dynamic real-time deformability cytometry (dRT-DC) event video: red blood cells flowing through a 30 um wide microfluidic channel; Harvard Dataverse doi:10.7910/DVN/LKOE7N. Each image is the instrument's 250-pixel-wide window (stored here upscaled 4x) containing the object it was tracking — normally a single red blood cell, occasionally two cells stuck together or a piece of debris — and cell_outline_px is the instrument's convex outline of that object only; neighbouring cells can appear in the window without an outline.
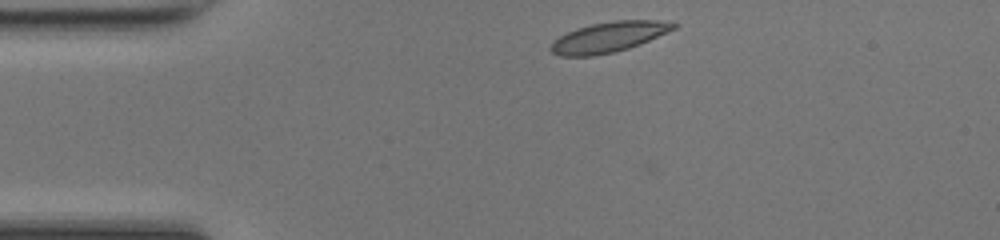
{"species": "common noctule bat (a hibernating species)", "species_latin": "Nyctalus noctula", "temperature_condition": "room temperature", "stored_images_in_passage": 5, "camera_frame_rate_fps": 3000, "um_per_image_px": 0.085, "animal": {"sex": "female", "body_mass_g": 17.0, "forearm_length_mm": 48.0}, "frame": {"image": 1, "passage_image": 1, "time_ms": 0.0, "image_size_px": [1000, 240], "cell_outline_px": [[680, 24], [676, 28], [668, 32], [640, 44], [628, 48], [612, 52], [592, 56], [560, 56], [552, 52], [548, 48], [552, 40], [576, 28], [592, 24], [612, 20], [656, 20]], "centroid_in_image_um": [51.72, 3.14], "position_along_channel_um": 33.3, "area_um2": 21.73}}